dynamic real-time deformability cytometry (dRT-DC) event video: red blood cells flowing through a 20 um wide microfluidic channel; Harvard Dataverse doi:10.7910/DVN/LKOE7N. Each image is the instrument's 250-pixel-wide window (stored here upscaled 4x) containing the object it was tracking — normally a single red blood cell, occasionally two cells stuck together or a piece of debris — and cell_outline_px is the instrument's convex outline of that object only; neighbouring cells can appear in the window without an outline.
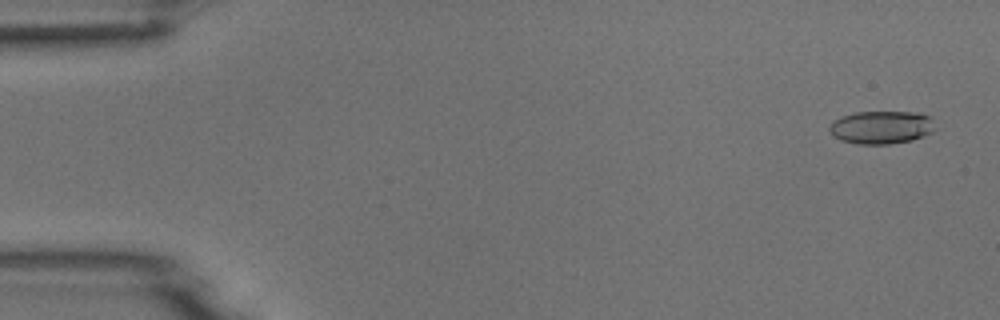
{"species": "common noctule bat (a hibernating species)", "species_latin": "Nyctalus noctula", "temperature_condition": "room temperature", "stored_images_in_passage": 54, "camera_frame_rate_fps": 3000, "um_per_image_px": 0.085, "animal": {"sex": "male", "body_mass_g": 18.8}, "frame": {"image": 1, "passage_image": 3, "time_ms": 0.667, "image_size_px": [1000, 320], "cell_outline_px": [[936, 128], [932, 132], [924, 136], [912, 140], [888, 144], [856, 144], [840, 140], [832, 136], [828, 128], [836, 120], [844, 116], [856, 112], [912, 112], [928, 116], [932, 120]], "centroid_in_image_um": [74.92, 10.84], "position_along_channel_um": 10.1, "area_um2": 20.23}}
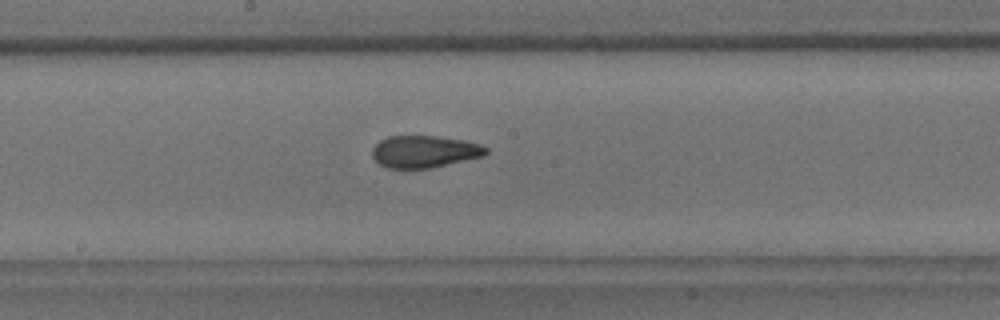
{"frame": {"image": 2, "passage_image": 29, "time_ms": 9.333, "image_size_px": [1000, 320], "cell_outline_px": [[488, 152], [484, 156], [432, 168], [388, 168], [380, 164], [372, 156], [372, 148], [380, 140], [388, 136], [436, 136], [464, 140], [480, 144], [488, 148]], "centroid_in_image_um": [36.09, 12.88], "position_along_channel_um": 212.1, "area_um2": 21.33}}
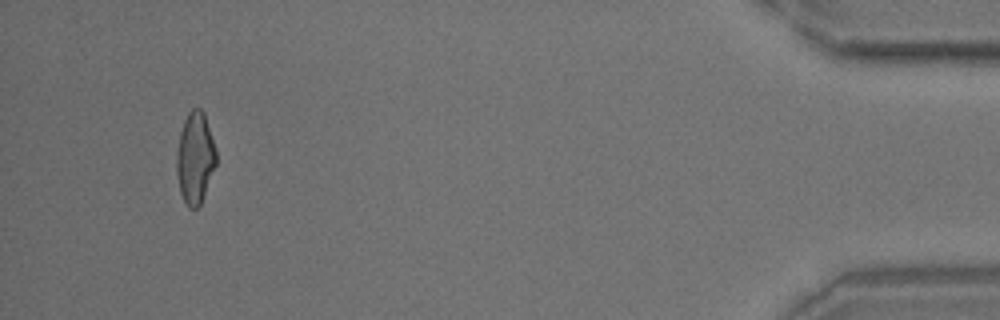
{"frame": {"image": 3, "passage_image": 51, "time_ms": 16.667, "image_size_px": [1000, 320], "cell_outline_px": [[216, 164], [200, 204], [196, 208], [188, 208], [180, 192], [176, 172], [176, 152], [180, 132], [184, 120], [188, 112], [192, 108], [200, 108], [204, 112], [216, 152]], "centroid_in_image_um": [16.56, 13.41], "position_along_channel_um": 418.6, "area_um2": 20.92}}